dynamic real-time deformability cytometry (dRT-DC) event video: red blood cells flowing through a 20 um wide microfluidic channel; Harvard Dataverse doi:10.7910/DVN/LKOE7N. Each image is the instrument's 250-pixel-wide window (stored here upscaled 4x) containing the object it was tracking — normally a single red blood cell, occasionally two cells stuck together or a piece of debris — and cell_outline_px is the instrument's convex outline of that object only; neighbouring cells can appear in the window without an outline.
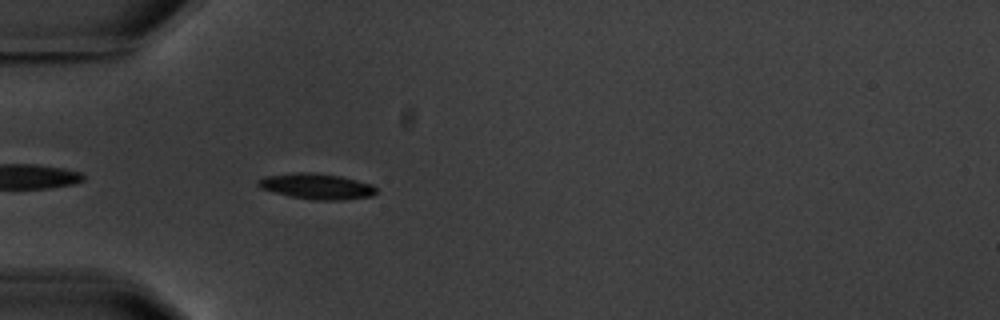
{"species": "common noctule bat (a hibernating species)", "species_latin": "Nyctalus noctula", "temperature_condition": "warm", "stored_images_in_passage": 5, "camera_frame_rate_fps": 3000, "um_per_image_px": 0.085, "animal": {"sex": "male", "body_mass_g": 20.1, "forearm_length_mm": 53.5}, "frame": {"image": 1, "passage_image": 5, "time_ms": 4.667, "image_size_px": [1000, 320], "cell_outline_px": [[376, 192], [372, 196], [340, 200], [312, 200], [288, 196], [260, 188], [256, 184], [256, 180], [264, 176], [296, 172], [308, 172], [340, 176], [372, 184], [376, 188]], "centroid_in_image_um": [26.87, 15.84], "position_along_channel_um": 58.1, "area_um2": 17.74}}